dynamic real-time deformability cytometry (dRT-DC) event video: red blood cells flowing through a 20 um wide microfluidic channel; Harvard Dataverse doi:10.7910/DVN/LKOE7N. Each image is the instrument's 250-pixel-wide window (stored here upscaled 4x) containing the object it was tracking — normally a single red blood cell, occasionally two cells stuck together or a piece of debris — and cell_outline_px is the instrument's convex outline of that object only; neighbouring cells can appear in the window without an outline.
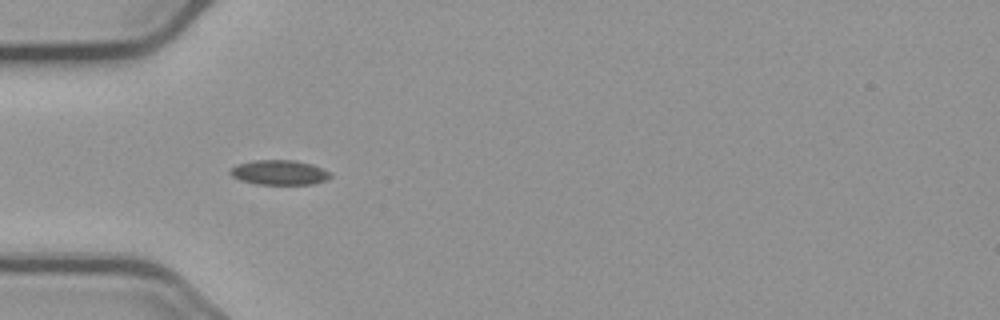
{"species": "common noctule bat (a hibernating species)", "species_latin": "Nyctalus noctula", "temperature_condition": "cold", "stored_images_in_passage": 39, "camera_frame_rate_fps": 3000, "um_per_image_px": 0.085, "animal": {"sex": "male", "body_mass_g": 23.1, "forearm_length_mm": 52.7}, "frame": {"image": 1, "passage_image": 1, "time_ms": 0.0, "image_size_px": [1000, 320], "cell_outline_px": [[332, 176], [324, 180], [312, 184], [256, 184], [240, 180], [232, 176], [228, 172], [236, 164], [252, 160], [296, 160], [312, 164], [332, 172]], "centroid_in_image_um": [23.74, 14.65], "position_along_channel_um": 61.3, "area_um2": 14.57}}
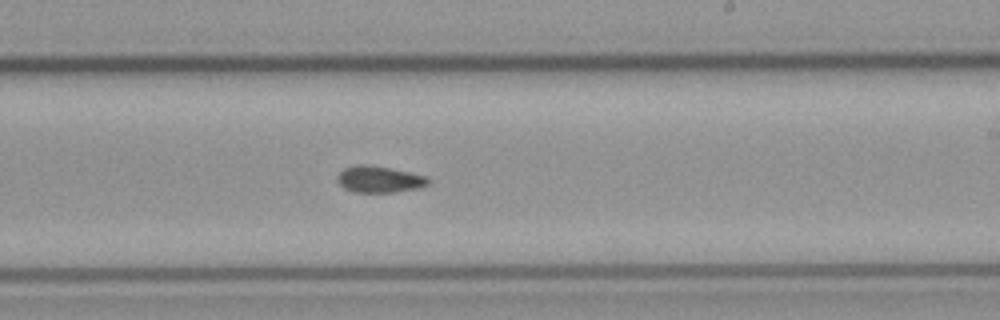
{"frame": {"image": 2, "passage_image": 17, "time_ms": 5.333, "image_size_px": [1000, 320], "cell_outline_px": [[432, 180], [428, 184], [420, 188], [396, 192], [356, 192], [344, 188], [336, 180], [336, 176], [344, 168], [352, 164], [368, 164], [428, 176]], "centroid_in_image_um": [32.24, 15.23], "position_along_channel_um": 256.8, "area_um2": 14.22}}
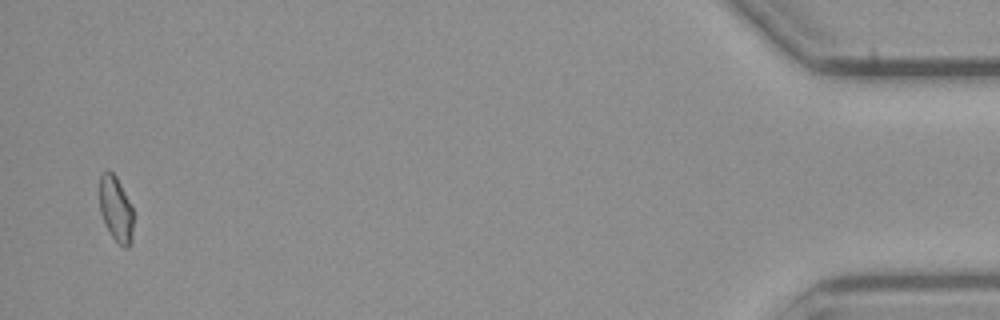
{"frame": {"image": 3, "passage_image": 38, "time_ms": 12.333, "image_size_px": [1000, 320], "cell_outline_px": [[132, 240], [128, 248], [124, 248], [112, 236], [100, 212], [100, 172], [104, 168], [108, 168], [116, 176], [132, 204]], "centroid_in_image_um": [9.85, 17.69], "position_along_channel_um": 425.4, "area_um2": 12.95}}